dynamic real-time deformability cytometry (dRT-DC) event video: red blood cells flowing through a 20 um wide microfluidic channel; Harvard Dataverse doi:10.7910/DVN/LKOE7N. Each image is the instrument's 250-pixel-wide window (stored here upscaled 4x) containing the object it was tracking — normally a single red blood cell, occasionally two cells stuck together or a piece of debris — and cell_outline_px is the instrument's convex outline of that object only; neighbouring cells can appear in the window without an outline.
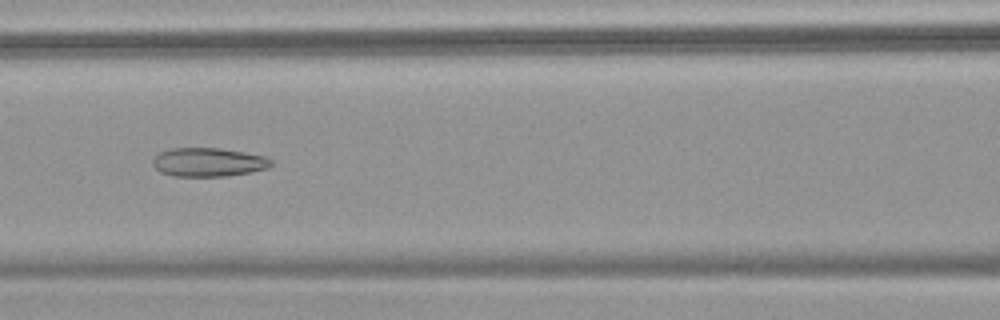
{"species": "common noctule bat (a hibernating species)", "species_latin": "Nyctalus noctula", "temperature_condition": "warm", "stored_images_in_passage": 54, "camera_frame_rate_fps": 3000, "um_per_image_px": 0.085, "animal": {"sex": "female", "body_mass_g": 18.4}, "frame": {"image": 1, "passage_image": 25, "time_ms": 8.0, "image_size_px": [1000, 320], "cell_outline_px": [[272, 164], [268, 168], [252, 172], [228, 176], [172, 176], [160, 172], [152, 164], [152, 160], [160, 152], [172, 148], [220, 148], [244, 152], [264, 156], [272, 160]], "centroid_in_image_um": [17.72, 13.79], "position_along_channel_um": 148.9, "area_um2": 19.88}}
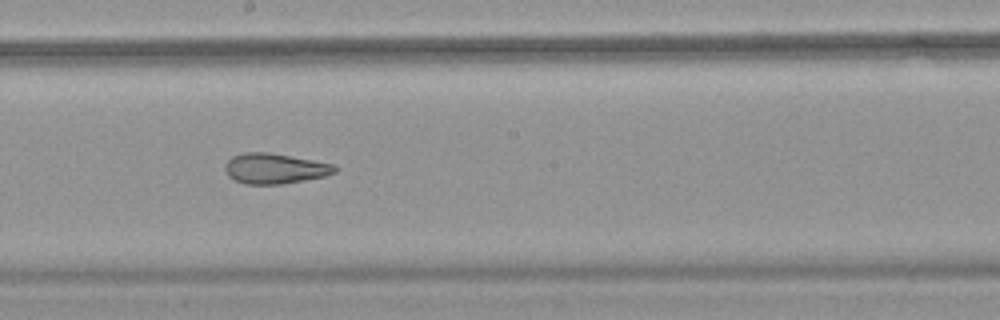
{"frame": {"image": 2, "passage_image": 31, "time_ms": 10.0, "image_size_px": [1000, 320], "cell_outline_px": [[336, 172], [324, 176], [304, 180], [280, 184], [244, 184], [228, 176], [224, 168], [224, 164], [232, 156], [244, 152], [268, 152], [312, 160], [332, 164], [336, 168]], "centroid_in_image_um": [23.3, 14.32], "position_along_channel_um": 224.9, "area_um2": 19.25}}
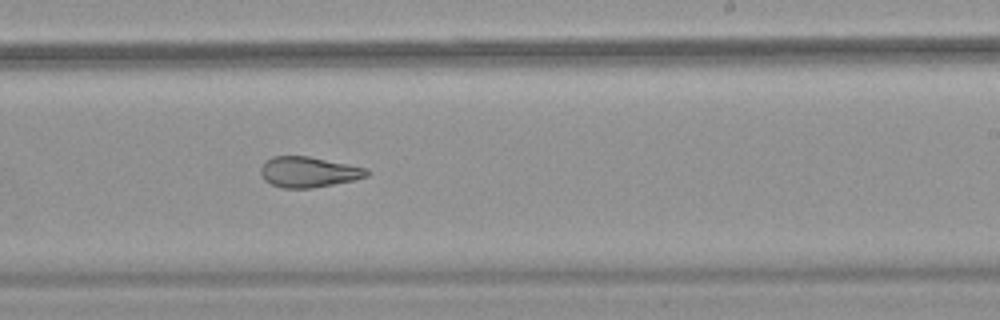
{"frame": {"image": 3, "passage_image": 34, "time_ms": 11.0, "image_size_px": [1000, 320], "cell_outline_px": [[368, 176], [352, 180], [312, 188], [284, 188], [272, 184], [264, 180], [260, 176], [260, 168], [264, 160], [272, 156], [308, 156], [368, 168]], "centroid_in_image_um": [26.17, 14.61], "position_along_channel_um": 262.8, "area_um2": 18.9}, "authors_computed_cell_mechanics": {"area_um2": 24.7095, "velocity_mm_per_s": 3.8192, "shape_relaxation_time_tau1_ms": null, "shape_relaxation_time_tau2_ms": 2.5672, "deformation_change_tau1": null, "deformation_change_tau2": 0.1058}}